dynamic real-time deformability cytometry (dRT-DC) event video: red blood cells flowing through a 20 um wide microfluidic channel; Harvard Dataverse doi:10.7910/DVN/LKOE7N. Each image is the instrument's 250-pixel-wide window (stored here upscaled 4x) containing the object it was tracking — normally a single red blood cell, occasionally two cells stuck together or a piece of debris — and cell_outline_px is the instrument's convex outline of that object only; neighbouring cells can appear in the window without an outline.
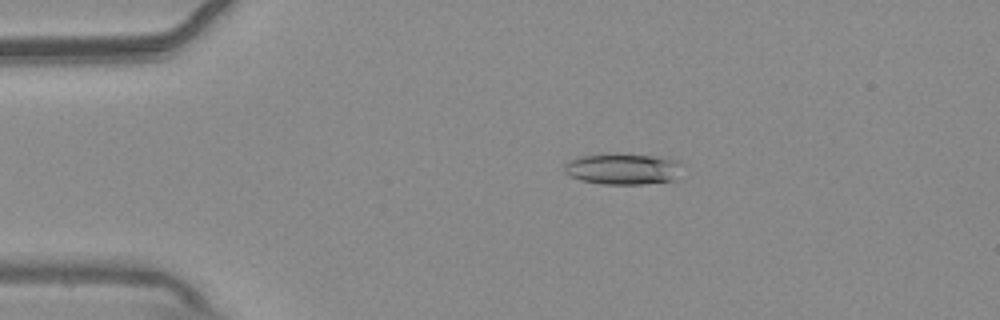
{"species": "common noctule bat (a hibernating species)", "species_latin": "Nyctalus noctula", "temperature_condition": "warm", "stored_images_in_passage": 54, "camera_frame_rate_fps": 3000, "um_per_image_px": 0.085, "animal": {"sex": "male", "body_mass_g": 20.4}, "frame": {"image": 1, "passage_image": 11, "time_ms": 3.333, "image_size_px": [1000, 320], "cell_outline_px": [[680, 164], [672, 180], [644, 184], [604, 184], [580, 180], [564, 172], [564, 164], [572, 160], [584, 156], [652, 156], [676, 160]], "centroid_in_image_um": [52.89, 14.4], "position_along_channel_um": 32.1, "area_um2": 20.06}}
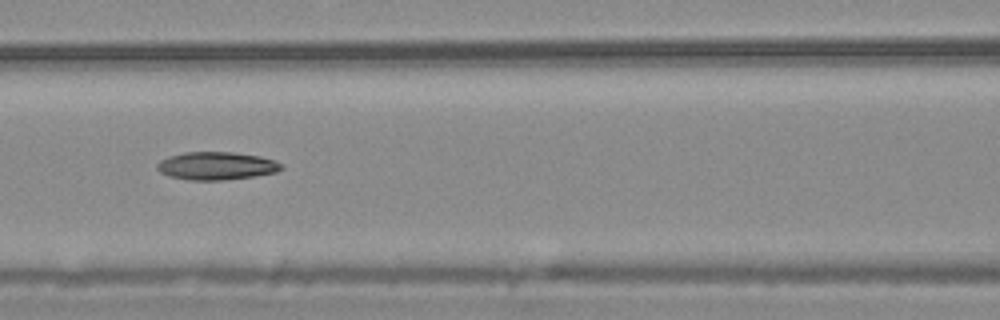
{"frame": {"image": 2, "passage_image": 24, "time_ms": 7.667, "image_size_px": [1000, 320], "cell_outline_px": [[284, 168], [276, 172], [252, 176], [224, 180], [188, 180], [168, 176], [160, 172], [156, 168], [156, 164], [160, 160], [184, 152], [232, 152], [260, 156], [284, 164]], "centroid_in_image_um": [18.39, 14.1], "position_along_channel_um": 148.2, "area_um2": 20.17}}
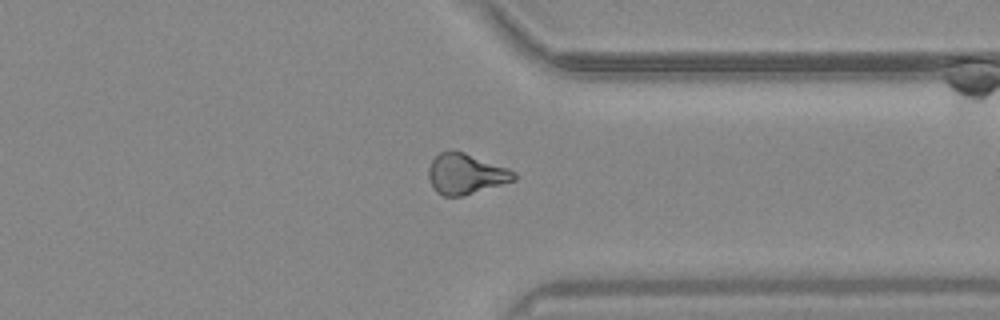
{"frame": {"image": 3, "passage_image": 42, "time_ms": 13.667, "image_size_px": [1000, 320], "cell_outline_px": [[520, 176], [516, 180], [464, 196], [444, 196], [436, 192], [432, 188], [428, 176], [428, 168], [432, 160], [440, 152], [452, 148], [464, 152], [508, 168], [516, 172]], "centroid_in_image_um": [39.6, 14.77], "position_along_channel_um": 371.8, "area_um2": 20.58}, "authors_computed_cell_mechanics": {"area_um2": 20.1722, "velocity_mm_per_s": 3.7503, "shape_relaxation_time_tau1_ms": null, "shape_relaxation_time_tau2_ms": 9.2308, "deformation_change_tau1": null, "deformation_change_tau2": 0.2168}}